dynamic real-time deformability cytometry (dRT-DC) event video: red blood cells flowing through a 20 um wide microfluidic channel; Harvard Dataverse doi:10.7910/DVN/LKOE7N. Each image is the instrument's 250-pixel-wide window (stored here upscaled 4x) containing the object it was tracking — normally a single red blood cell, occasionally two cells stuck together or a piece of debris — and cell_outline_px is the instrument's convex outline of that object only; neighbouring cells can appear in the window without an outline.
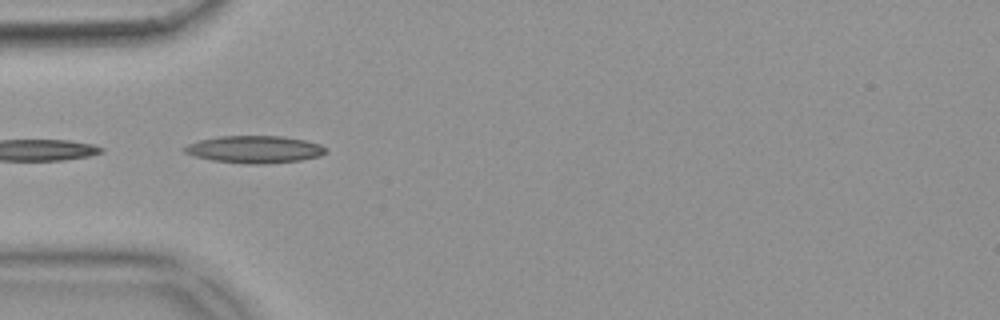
{"species": "common noctule bat (a hibernating species)", "species_latin": "Nyctalus noctula", "temperature_condition": "warm", "stored_images_in_passage": 7, "camera_frame_rate_fps": 3000, "um_per_image_px": 0.085, "animal": {"sex": "female", "body_mass_g": 18.4}, "frame": {"image": 1, "passage_image": 4, "time_ms": 1.0, "image_size_px": [1000, 320], "cell_outline_px": [[324, 152], [320, 156], [300, 160], [264, 164], [244, 164], [212, 160], [196, 156], [184, 152], [180, 148], [188, 144], [200, 140], [220, 136], [280, 136], [304, 140], [320, 144], [324, 148]], "centroid_in_image_um": [21.59, 12.7], "position_along_channel_um": 63.4, "area_um2": 22.31}}